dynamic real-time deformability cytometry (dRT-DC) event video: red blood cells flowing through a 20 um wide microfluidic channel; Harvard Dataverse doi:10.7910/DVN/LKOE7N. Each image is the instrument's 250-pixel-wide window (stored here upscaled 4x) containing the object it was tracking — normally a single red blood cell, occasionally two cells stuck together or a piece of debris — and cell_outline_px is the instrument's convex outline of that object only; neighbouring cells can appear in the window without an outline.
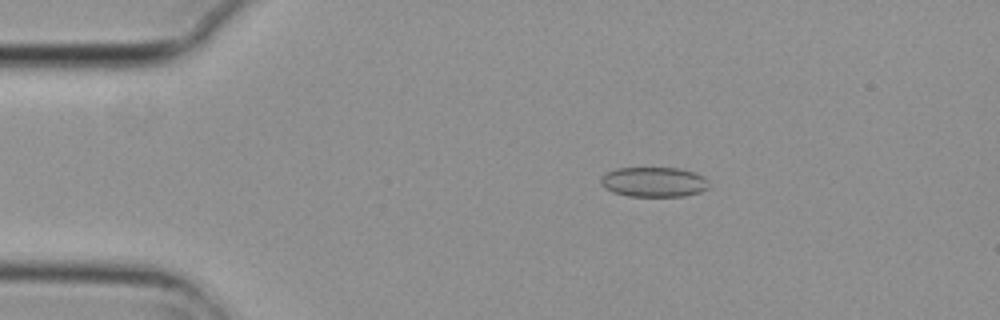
{"species": "common noctule bat (a hibernating species)", "species_latin": "Nyctalus noctula", "temperature_condition": "cold", "stored_images_in_passage": 5, "camera_frame_rate_fps": 3000, "um_per_image_px": 0.085, "animal": {"sex": "female", "body_mass_g": 29.2, "forearm_length_mm": 56.3}, "frame": {"image": 1, "passage_image": 3, "time_ms": 0.667, "image_size_px": [1000, 320], "cell_outline_px": [[708, 188], [700, 192], [684, 196], [628, 196], [612, 192], [604, 188], [600, 184], [600, 176], [604, 172], [616, 168], [676, 168], [692, 172], [704, 176], [708, 180]], "centroid_in_image_um": [55.52, 15.47], "position_along_channel_um": 29.5, "area_um2": 19.02}}
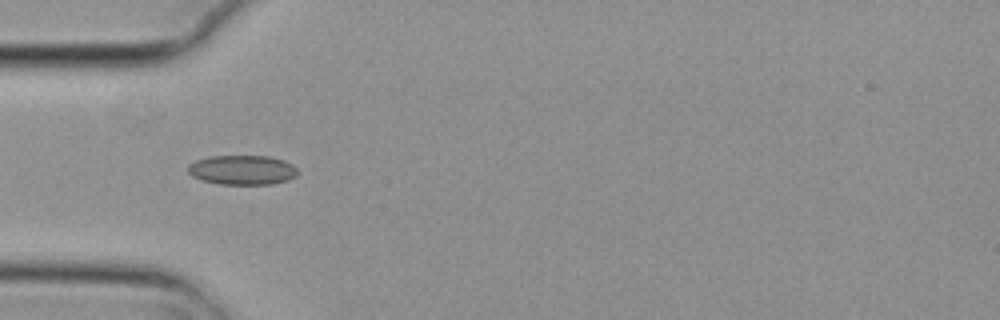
{"frame": {"image": 2, "passage_image": 5, "time_ms": 1.333, "image_size_px": [1000, 320], "cell_outline_px": [[296, 176], [288, 180], [272, 184], [220, 184], [204, 180], [192, 176], [188, 172], [188, 164], [196, 160], [208, 156], [268, 156], [284, 160], [292, 164], [296, 168]], "centroid_in_image_um": [20.59, 14.44], "position_along_channel_um": 64.4, "area_um2": 18.84}}